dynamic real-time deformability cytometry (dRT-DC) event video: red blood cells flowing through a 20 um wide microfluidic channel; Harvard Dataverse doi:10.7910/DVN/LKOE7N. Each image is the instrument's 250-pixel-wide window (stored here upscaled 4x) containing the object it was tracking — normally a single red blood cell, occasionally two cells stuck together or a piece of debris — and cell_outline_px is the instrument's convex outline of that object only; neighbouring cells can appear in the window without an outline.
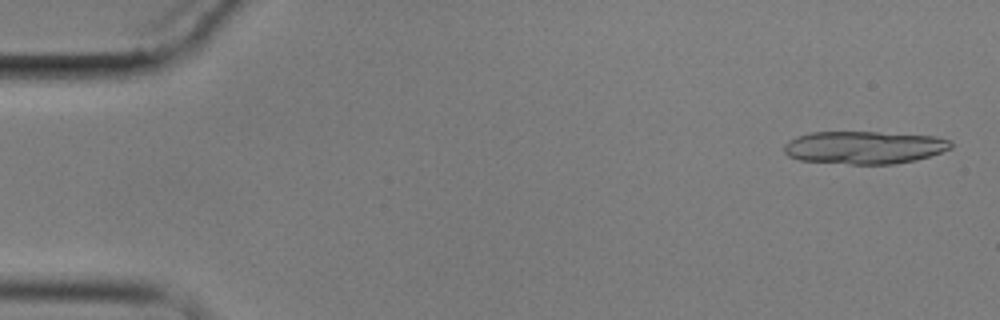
{"species": "common noctule bat (a hibernating species)", "species_latin": "Nyctalus noctula", "temperature_condition": "cold", "stored_images_in_passage": 6, "camera_frame_rate_fps": 3000, "um_per_image_px": 0.085, "animal": {"sex": "male", "body_mass_g": 17.9}, "frame": {"image": 1, "passage_image": 1, "time_ms": 0.0, "image_size_px": [1000, 320], "cell_outline_px": [[952, 148], [916, 160], [896, 164], [848, 164], [800, 160], [788, 156], [784, 152], [784, 144], [788, 140], [796, 136], [812, 132], [876, 132], [936, 136], [952, 140]], "centroid_in_image_um": [73.45, 12.53], "position_along_channel_um": 11.5, "area_um2": 32.02}}